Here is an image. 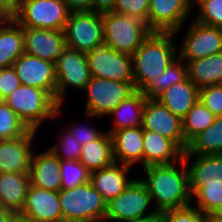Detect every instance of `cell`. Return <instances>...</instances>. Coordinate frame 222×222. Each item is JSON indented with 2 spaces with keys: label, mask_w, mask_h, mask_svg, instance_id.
<instances>
[{
  "label": "cell",
  "mask_w": 222,
  "mask_h": 222,
  "mask_svg": "<svg viewBox=\"0 0 222 222\" xmlns=\"http://www.w3.org/2000/svg\"><path fill=\"white\" fill-rule=\"evenodd\" d=\"M199 100L215 116H222V84L200 88Z\"/></svg>",
  "instance_id": "cell-39"
},
{
  "label": "cell",
  "mask_w": 222,
  "mask_h": 222,
  "mask_svg": "<svg viewBox=\"0 0 222 222\" xmlns=\"http://www.w3.org/2000/svg\"><path fill=\"white\" fill-rule=\"evenodd\" d=\"M151 195L139 179H134L117 197L106 203L105 222H129L138 218L157 214L148 209L152 205ZM150 210V213L147 212Z\"/></svg>",
  "instance_id": "cell-8"
},
{
  "label": "cell",
  "mask_w": 222,
  "mask_h": 222,
  "mask_svg": "<svg viewBox=\"0 0 222 222\" xmlns=\"http://www.w3.org/2000/svg\"><path fill=\"white\" fill-rule=\"evenodd\" d=\"M21 0H0V12L6 18H14L19 10Z\"/></svg>",
  "instance_id": "cell-44"
},
{
  "label": "cell",
  "mask_w": 222,
  "mask_h": 222,
  "mask_svg": "<svg viewBox=\"0 0 222 222\" xmlns=\"http://www.w3.org/2000/svg\"><path fill=\"white\" fill-rule=\"evenodd\" d=\"M146 97L138 91L135 95L128 99H124L117 107L108 115L113 116V128L107 132L111 134L125 128L142 126L143 109Z\"/></svg>",
  "instance_id": "cell-29"
},
{
  "label": "cell",
  "mask_w": 222,
  "mask_h": 222,
  "mask_svg": "<svg viewBox=\"0 0 222 222\" xmlns=\"http://www.w3.org/2000/svg\"><path fill=\"white\" fill-rule=\"evenodd\" d=\"M63 32L66 47L79 52L104 45L102 14L95 11L70 12Z\"/></svg>",
  "instance_id": "cell-7"
},
{
  "label": "cell",
  "mask_w": 222,
  "mask_h": 222,
  "mask_svg": "<svg viewBox=\"0 0 222 222\" xmlns=\"http://www.w3.org/2000/svg\"><path fill=\"white\" fill-rule=\"evenodd\" d=\"M150 0H116L114 11L123 15L139 16L143 18L148 25V13Z\"/></svg>",
  "instance_id": "cell-40"
},
{
  "label": "cell",
  "mask_w": 222,
  "mask_h": 222,
  "mask_svg": "<svg viewBox=\"0 0 222 222\" xmlns=\"http://www.w3.org/2000/svg\"><path fill=\"white\" fill-rule=\"evenodd\" d=\"M69 14L61 0H21L13 19L22 27L64 30Z\"/></svg>",
  "instance_id": "cell-9"
},
{
  "label": "cell",
  "mask_w": 222,
  "mask_h": 222,
  "mask_svg": "<svg viewBox=\"0 0 222 222\" xmlns=\"http://www.w3.org/2000/svg\"><path fill=\"white\" fill-rule=\"evenodd\" d=\"M16 213L0 205V222H14Z\"/></svg>",
  "instance_id": "cell-46"
},
{
  "label": "cell",
  "mask_w": 222,
  "mask_h": 222,
  "mask_svg": "<svg viewBox=\"0 0 222 222\" xmlns=\"http://www.w3.org/2000/svg\"><path fill=\"white\" fill-rule=\"evenodd\" d=\"M183 151L169 138L143 130V168L169 165L182 159Z\"/></svg>",
  "instance_id": "cell-21"
},
{
  "label": "cell",
  "mask_w": 222,
  "mask_h": 222,
  "mask_svg": "<svg viewBox=\"0 0 222 222\" xmlns=\"http://www.w3.org/2000/svg\"><path fill=\"white\" fill-rule=\"evenodd\" d=\"M28 131L27 126L6 103L0 106V140L20 138Z\"/></svg>",
  "instance_id": "cell-35"
},
{
  "label": "cell",
  "mask_w": 222,
  "mask_h": 222,
  "mask_svg": "<svg viewBox=\"0 0 222 222\" xmlns=\"http://www.w3.org/2000/svg\"><path fill=\"white\" fill-rule=\"evenodd\" d=\"M14 222H35L33 220H29L19 214L16 215Z\"/></svg>",
  "instance_id": "cell-49"
},
{
  "label": "cell",
  "mask_w": 222,
  "mask_h": 222,
  "mask_svg": "<svg viewBox=\"0 0 222 222\" xmlns=\"http://www.w3.org/2000/svg\"><path fill=\"white\" fill-rule=\"evenodd\" d=\"M114 162L133 167L141 164L143 168V128L130 127L111 134Z\"/></svg>",
  "instance_id": "cell-19"
},
{
  "label": "cell",
  "mask_w": 222,
  "mask_h": 222,
  "mask_svg": "<svg viewBox=\"0 0 222 222\" xmlns=\"http://www.w3.org/2000/svg\"><path fill=\"white\" fill-rule=\"evenodd\" d=\"M143 171L146 176L140 180L149 191L157 213L191 205L189 175L183 158L174 164L147 166Z\"/></svg>",
  "instance_id": "cell-1"
},
{
  "label": "cell",
  "mask_w": 222,
  "mask_h": 222,
  "mask_svg": "<svg viewBox=\"0 0 222 222\" xmlns=\"http://www.w3.org/2000/svg\"><path fill=\"white\" fill-rule=\"evenodd\" d=\"M206 222H222V212H211L206 214Z\"/></svg>",
  "instance_id": "cell-48"
},
{
  "label": "cell",
  "mask_w": 222,
  "mask_h": 222,
  "mask_svg": "<svg viewBox=\"0 0 222 222\" xmlns=\"http://www.w3.org/2000/svg\"><path fill=\"white\" fill-rule=\"evenodd\" d=\"M5 103L18 115L29 130L37 129L46 119H55L61 115L62 106L41 88L21 84L9 96Z\"/></svg>",
  "instance_id": "cell-3"
},
{
  "label": "cell",
  "mask_w": 222,
  "mask_h": 222,
  "mask_svg": "<svg viewBox=\"0 0 222 222\" xmlns=\"http://www.w3.org/2000/svg\"><path fill=\"white\" fill-rule=\"evenodd\" d=\"M102 19L104 45L131 56L152 33L139 16L107 12Z\"/></svg>",
  "instance_id": "cell-4"
},
{
  "label": "cell",
  "mask_w": 222,
  "mask_h": 222,
  "mask_svg": "<svg viewBox=\"0 0 222 222\" xmlns=\"http://www.w3.org/2000/svg\"><path fill=\"white\" fill-rule=\"evenodd\" d=\"M29 185V173H0V205L19 214L24 207Z\"/></svg>",
  "instance_id": "cell-24"
},
{
  "label": "cell",
  "mask_w": 222,
  "mask_h": 222,
  "mask_svg": "<svg viewBox=\"0 0 222 222\" xmlns=\"http://www.w3.org/2000/svg\"><path fill=\"white\" fill-rule=\"evenodd\" d=\"M183 154H222V116H216L213 124L197 134Z\"/></svg>",
  "instance_id": "cell-32"
},
{
  "label": "cell",
  "mask_w": 222,
  "mask_h": 222,
  "mask_svg": "<svg viewBox=\"0 0 222 222\" xmlns=\"http://www.w3.org/2000/svg\"><path fill=\"white\" fill-rule=\"evenodd\" d=\"M189 187L191 204L197 210L204 214L222 212V180L212 178L210 181H189Z\"/></svg>",
  "instance_id": "cell-28"
},
{
  "label": "cell",
  "mask_w": 222,
  "mask_h": 222,
  "mask_svg": "<svg viewBox=\"0 0 222 222\" xmlns=\"http://www.w3.org/2000/svg\"><path fill=\"white\" fill-rule=\"evenodd\" d=\"M185 62L188 79L199 89L222 84V52Z\"/></svg>",
  "instance_id": "cell-26"
},
{
  "label": "cell",
  "mask_w": 222,
  "mask_h": 222,
  "mask_svg": "<svg viewBox=\"0 0 222 222\" xmlns=\"http://www.w3.org/2000/svg\"><path fill=\"white\" fill-rule=\"evenodd\" d=\"M129 222H162V218H161L160 213H157L154 215H149L146 217L138 218L136 220L129 221Z\"/></svg>",
  "instance_id": "cell-47"
},
{
  "label": "cell",
  "mask_w": 222,
  "mask_h": 222,
  "mask_svg": "<svg viewBox=\"0 0 222 222\" xmlns=\"http://www.w3.org/2000/svg\"><path fill=\"white\" fill-rule=\"evenodd\" d=\"M54 66L57 78L56 102L63 105L68 88L72 87L84 92L90 81L91 74L86 53L66 47L57 57Z\"/></svg>",
  "instance_id": "cell-10"
},
{
  "label": "cell",
  "mask_w": 222,
  "mask_h": 222,
  "mask_svg": "<svg viewBox=\"0 0 222 222\" xmlns=\"http://www.w3.org/2000/svg\"><path fill=\"white\" fill-rule=\"evenodd\" d=\"M23 53V27L13 18H6L0 24V68L13 66Z\"/></svg>",
  "instance_id": "cell-25"
},
{
  "label": "cell",
  "mask_w": 222,
  "mask_h": 222,
  "mask_svg": "<svg viewBox=\"0 0 222 222\" xmlns=\"http://www.w3.org/2000/svg\"><path fill=\"white\" fill-rule=\"evenodd\" d=\"M79 162L90 172L114 163L111 135L104 131L97 139L81 148Z\"/></svg>",
  "instance_id": "cell-27"
},
{
  "label": "cell",
  "mask_w": 222,
  "mask_h": 222,
  "mask_svg": "<svg viewBox=\"0 0 222 222\" xmlns=\"http://www.w3.org/2000/svg\"><path fill=\"white\" fill-rule=\"evenodd\" d=\"M5 103V98L0 93V106Z\"/></svg>",
  "instance_id": "cell-50"
},
{
  "label": "cell",
  "mask_w": 222,
  "mask_h": 222,
  "mask_svg": "<svg viewBox=\"0 0 222 222\" xmlns=\"http://www.w3.org/2000/svg\"><path fill=\"white\" fill-rule=\"evenodd\" d=\"M63 222H105L106 202L92 184L59 191Z\"/></svg>",
  "instance_id": "cell-5"
},
{
  "label": "cell",
  "mask_w": 222,
  "mask_h": 222,
  "mask_svg": "<svg viewBox=\"0 0 222 222\" xmlns=\"http://www.w3.org/2000/svg\"><path fill=\"white\" fill-rule=\"evenodd\" d=\"M62 130L61 134L58 135V144L53 145L52 148L49 147L48 150L60 160H79L82 147L66 129L62 128Z\"/></svg>",
  "instance_id": "cell-37"
},
{
  "label": "cell",
  "mask_w": 222,
  "mask_h": 222,
  "mask_svg": "<svg viewBox=\"0 0 222 222\" xmlns=\"http://www.w3.org/2000/svg\"><path fill=\"white\" fill-rule=\"evenodd\" d=\"M183 36L178 56L183 61H193L222 52V28L195 20Z\"/></svg>",
  "instance_id": "cell-12"
},
{
  "label": "cell",
  "mask_w": 222,
  "mask_h": 222,
  "mask_svg": "<svg viewBox=\"0 0 222 222\" xmlns=\"http://www.w3.org/2000/svg\"><path fill=\"white\" fill-rule=\"evenodd\" d=\"M84 91L87 93L85 117L95 119L108 116L120 102L132 97L139 90L135 81L118 82L91 77Z\"/></svg>",
  "instance_id": "cell-6"
},
{
  "label": "cell",
  "mask_w": 222,
  "mask_h": 222,
  "mask_svg": "<svg viewBox=\"0 0 222 222\" xmlns=\"http://www.w3.org/2000/svg\"><path fill=\"white\" fill-rule=\"evenodd\" d=\"M187 77V64L178 56L158 77L147 82L139 91L147 99H156L165 89Z\"/></svg>",
  "instance_id": "cell-31"
},
{
  "label": "cell",
  "mask_w": 222,
  "mask_h": 222,
  "mask_svg": "<svg viewBox=\"0 0 222 222\" xmlns=\"http://www.w3.org/2000/svg\"><path fill=\"white\" fill-rule=\"evenodd\" d=\"M21 85L13 66L0 68V93L6 98Z\"/></svg>",
  "instance_id": "cell-42"
},
{
  "label": "cell",
  "mask_w": 222,
  "mask_h": 222,
  "mask_svg": "<svg viewBox=\"0 0 222 222\" xmlns=\"http://www.w3.org/2000/svg\"><path fill=\"white\" fill-rule=\"evenodd\" d=\"M24 53L55 63L66 48L63 30L23 27Z\"/></svg>",
  "instance_id": "cell-17"
},
{
  "label": "cell",
  "mask_w": 222,
  "mask_h": 222,
  "mask_svg": "<svg viewBox=\"0 0 222 222\" xmlns=\"http://www.w3.org/2000/svg\"><path fill=\"white\" fill-rule=\"evenodd\" d=\"M156 100L182 120L199 100V88L187 77L165 89Z\"/></svg>",
  "instance_id": "cell-23"
},
{
  "label": "cell",
  "mask_w": 222,
  "mask_h": 222,
  "mask_svg": "<svg viewBox=\"0 0 222 222\" xmlns=\"http://www.w3.org/2000/svg\"><path fill=\"white\" fill-rule=\"evenodd\" d=\"M142 128L169 138L183 152L187 150L188 143L184 139L182 120L156 99H146L145 101Z\"/></svg>",
  "instance_id": "cell-14"
},
{
  "label": "cell",
  "mask_w": 222,
  "mask_h": 222,
  "mask_svg": "<svg viewBox=\"0 0 222 222\" xmlns=\"http://www.w3.org/2000/svg\"><path fill=\"white\" fill-rule=\"evenodd\" d=\"M175 36V33L152 32L133 53V77L138 90L178 57Z\"/></svg>",
  "instance_id": "cell-2"
},
{
  "label": "cell",
  "mask_w": 222,
  "mask_h": 222,
  "mask_svg": "<svg viewBox=\"0 0 222 222\" xmlns=\"http://www.w3.org/2000/svg\"><path fill=\"white\" fill-rule=\"evenodd\" d=\"M34 150L30 164V185L59 192L61 190L60 159L50 150L36 153Z\"/></svg>",
  "instance_id": "cell-20"
},
{
  "label": "cell",
  "mask_w": 222,
  "mask_h": 222,
  "mask_svg": "<svg viewBox=\"0 0 222 222\" xmlns=\"http://www.w3.org/2000/svg\"><path fill=\"white\" fill-rule=\"evenodd\" d=\"M6 19V17L0 12V24Z\"/></svg>",
  "instance_id": "cell-51"
},
{
  "label": "cell",
  "mask_w": 222,
  "mask_h": 222,
  "mask_svg": "<svg viewBox=\"0 0 222 222\" xmlns=\"http://www.w3.org/2000/svg\"><path fill=\"white\" fill-rule=\"evenodd\" d=\"M216 116L198 100L182 119L184 139L189 143L197 134L214 123Z\"/></svg>",
  "instance_id": "cell-33"
},
{
  "label": "cell",
  "mask_w": 222,
  "mask_h": 222,
  "mask_svg": "<svg viewBox=\"0 0 222 222\" xmlns=\"http://www.w3.org/2000/svg\"><path fill=\"white\" fill-rule=\"evenodd\" d=\"M192 6L199 10L196 22L222 28V0H193Z\"/></svg>",
  "instance_id": "cell-36"
},
{
  "label": "cell",
  "mask_w": 222,
  "mask_h": 222,
  "mask_svg": "<svg viewBox=\"0 0 222 222\" xmlns=\"http://www.w3.org/2000/svg\"><path fill=\"white\" fill-rule=\"evenodd\" d=\"M68 127V128H67ZM65 129L73 136L75 137L76 141L79 143V145L82 147L85 144H88L90 141H93L97 139L103 132L98 131L95 129V126H88L87 125H79L72 124L71 126H67Z\"/></svg>",
  "instance_id": "cell-41"
},
{
  "label": "cell",
  "mask_w": 222,
  "mask_h": 222,
  "mask_svg": "<svg viewBox=\"0 0 222 222\" xmlns=\"http://www.w3.org/2000/svg\"><path fill=\"white\" fill-rule=\"evenodd\" d=\"M20 83L46 90L56 100V70L53 63L23 53L13 64Z\"/></svg>",
  "instance_id": "cell-15"
},
{
  "label": "cell",
  "mask_w": 222,
  "mask_h": 222,
  "mask_svg": "<svg viewBox=\"0 0 222 222\" xmlns=\"http://www.w3.org/2000/svg\"><path fill=\"white\" fill-rule=\"evenodd\" d=\"M35 133L29 130L20 138L0 140V173H29Z\"/></svg>",
  "instance_id": "cell-18"
},
{
  "label": "cell",
  "mask_w": 222,
  "mask_h": 222,
  "mask_svg": "<svg viewBox=\"0 0 222 222\" xmlns=\"http://www.w3.org/2000/svg\"><path fill=\"white\" fill-rule=\"evenodd\" d=\"M19 215L35 222H63L59 192L29 185Z\"/></svg>",
  "instance_id": "cell-16"
},
{
  "label": "cell",
  "mask_w": 222,
  "mask_h": 222,
  "mask_svg": "<svg viewBox=\"0 0 222 222\" xmlns=\"http://www.w3.org/2000/svg\"><path fill=\"white\" fill-rule=\"evenodd\" d=\"M91 77L110 79L118 82L134 81L133 58L106 45L86 53Z\"/></svg>",
  "instance_id": "cell-11"
},
{
  "label": "cell",
  "mask_w": 222,
  "mask_h": 222,
  "mask_svg": "<svg viewBox=\"0 0 222 222\" xmlns=\"http://www.w3.org/2000/svg\"><path fill=\"white\" fill-rule=\"evenodd\" d=\"M194 160L189 164L191 159ZM189 181H210L212 178L222 180V154L201 155L183 154Z\"/></svg>",
  "instance_id": "cell-30"
},
{
  "label": "cell",
  "mask_w": 222,
  "mask_h": 222,
  "mask_svg": "<svg viewBox=\"0 0 222 222\" xmlns=\"http://www.w3.org/2000/svg\"><path fill=\"white\" fill-rule=\"evenodd\" d=\"M193 0H150L148 27L152 32L175 33L183 29Z\"/></svg>",
  "instance_id": "cell-13"
},
{
  "label": "cell",
  "mask_w": 222,
  "mask_h": 222,
  "mask_svg": "<svg viewBox=\"0 0 222 222\" xmlns=\"http://www.w3.org/2000/svg\"><path fill=\"white\" fill-rule=\"evenodd\" d=\"M70 12L93 11L94 0H61Z\"/></svg>",
  "instance_id": "cell-43"
},
{
  "label": "cell",
  "mask_w": 222,
  "mask_h": 222,
  "mask_svg": "<svg viewBox=\"0 0 222 222\" xmlns=\"http://www.w3.org/2000/svg\"><path fill=\"white\" fill-rule=\"evenodd\" d=\"M116 0H94L93 11L97 13L113 12Z\"/></svg>",
  "instance_id": "cell-45"
},
{
  "label": "cell",
  "mask_w": 222,
  "mask_h": 222,
  "mask_svg": "<svg viewBox=\"0 0 222 222\" xmlns=\"http://www.w3.org/2000/svg\"><path fill=\"white\" fill-rule=\"evenodd\" d=\"M130 168L132 167L114 162L108 167L91 172L90 183L107 203L122 193L133 180L127 177Z\"/></svg>",
  "instance_id": "cell-22"
},
{
  "label": "cell",
  "mask_w": 222,
  "mask_h": 222,
  "mask_svg": "<svg viewBox=\"0 0 222 222\" xmlns=\"http://www.w3.org/2000/svg\"><path fill=\"white\" fill-rule=\"evenodd\" d=\"M61 190H70L90 182V171L79 160H60Z\"/></svg>",
  "instance_id": "cell-34"
},
{
  "label": "cell",
  "mask_w": 222,
  "mask_h": 222,
  "mask_svg": "<svg viewBox=\"0 0 222 222\" xmlns=\"http://www.w3.org/2000/svg\"><path fill=\"white\" fill-rule=\"evenodd\" d=\"M162 222H206V214L192 204L160 213Z\"/></svg>",
  "instance_id": "cell-38"
}]
</instances>
